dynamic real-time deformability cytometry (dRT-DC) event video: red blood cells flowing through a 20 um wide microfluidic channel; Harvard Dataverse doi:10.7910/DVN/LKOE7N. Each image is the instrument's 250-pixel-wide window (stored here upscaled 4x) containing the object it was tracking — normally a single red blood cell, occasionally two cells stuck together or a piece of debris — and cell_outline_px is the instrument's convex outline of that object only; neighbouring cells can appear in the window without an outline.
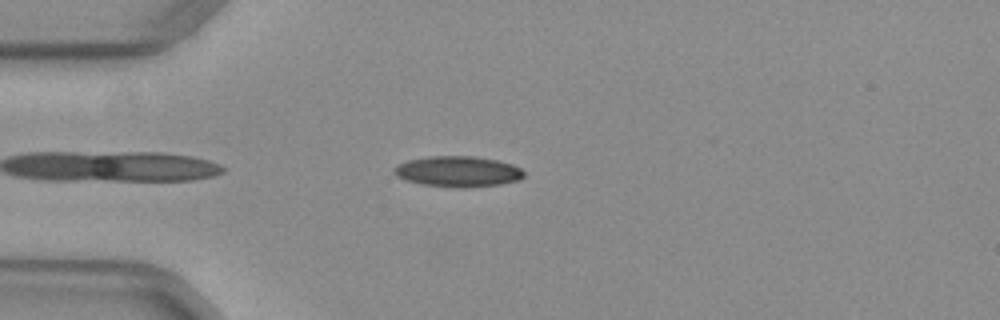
{"species": "common noctule bat (a hibernating species)", "species_latin": "Nyctalus noctula", "temperature_condition": "warm", "stored_images_in_passage": 39, "camera_frame_rate_fps": 3000, "um_per_image_px": 0.085, "animal": {"sex": "female", "body_mass_g": 29.2, "forearm_length_mm": 56.3}, "frame": {"image": 1, "passage_image": 4, "time_ms": 1.0, "image_size_px": [1000, 320], "cell_outline_px": [[524, 176], [516, 180], [500, 184], [460, 188], [420, 184], [404, 180], [396, 176], [392, 172], [392, 168], [408, 160], [428, 156], [472, 156], [496, 160], [512, 164], [520, 168], [524, 172]], "centroid_in_image_um": [38.87, 14.58], "position_along_channel_um": 46.1, "area_um2": 23.18}}
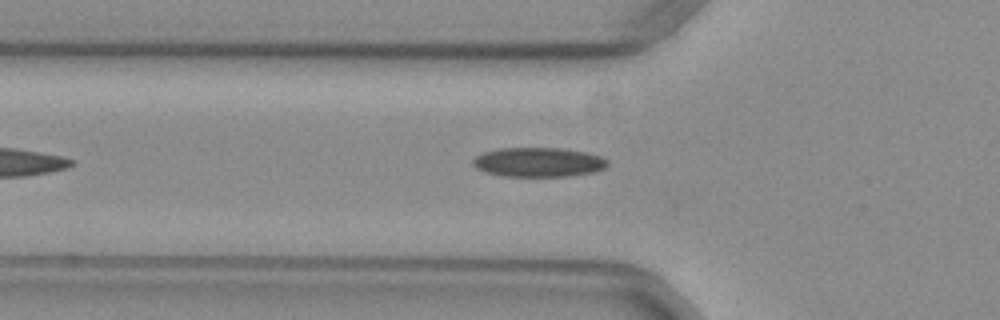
{"frame": {"image": 2, "passage_image": 8, "time_ms": 2.333, "image_size_px": [1000, 320], "cell_outline_px": [[608, 164], [604, 168], [596, 172], [572, 176], [500, 176], [484, 172], [476, 168], [472, 164], [472, 160], [476, 156], [484, 152], [500, 148], [560, 148], [584, 152], [600, 156], [608, 160]], "centroid_in_image_um": [45.76, 13.79], "position_along_channel_um": 80.0, "area_um2": 23.18}}
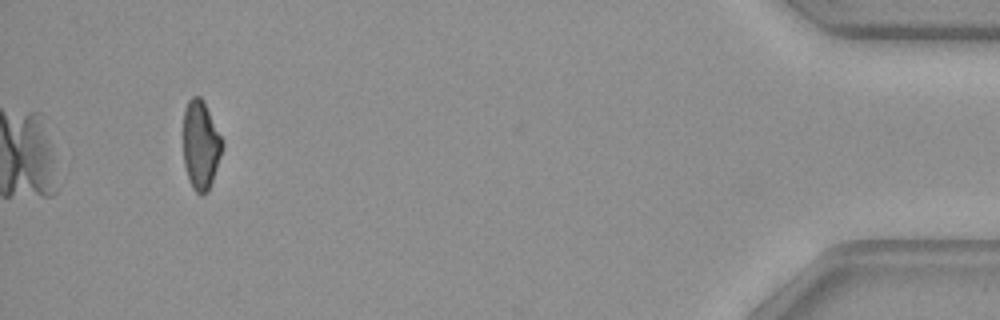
{"frame": {"image": 3, "passage_image": 39, "time_ms": 12.667, "image_size_px": [1000, 320], "cell_outline_px": [[224, 144], [208, 192], [200, 196], [192, 188], [188, 180], [184, 164], [184, 108], [188, 100], [192, 96], [200, 96], [204, 100]], "centroid_in_image_um": [17.05, 12.33], "position_along_channel_um": 418.2, "area_um2": 20.17}, "authors_computed_cell_mechanics": {"area_um2": 22.7732, "velocity_mm_per_s": 4.0002, "shape_relaxation_time_tau1_ms": null, "shape_relaxation_time_tau2_ms": 7.1213, "deformation_change_tau1": null, "deformation_change_tau2": 0.152}}